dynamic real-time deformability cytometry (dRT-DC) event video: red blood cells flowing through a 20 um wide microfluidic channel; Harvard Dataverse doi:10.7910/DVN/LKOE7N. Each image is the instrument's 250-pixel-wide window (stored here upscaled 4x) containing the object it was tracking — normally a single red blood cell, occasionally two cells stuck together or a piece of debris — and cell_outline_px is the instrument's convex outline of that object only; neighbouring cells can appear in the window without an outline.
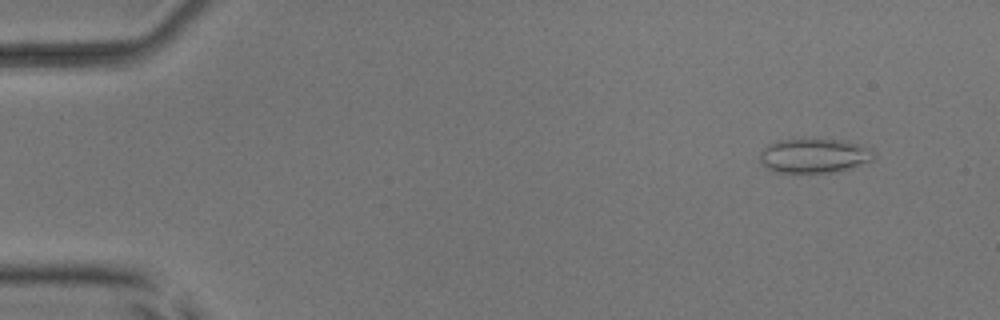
{"species": "common noctule bat (a hibernating species)", "species_latin": "Nyctalus noctula", "temperature_condition": "room temperature", "stored_images_in_passage": 53, "camera_frame_rate_fps": 3000, "um_per_image_px": 0.085, "animal": {"sex": "male", "body_mass_g": 17.9, "forearm_length_mm": 54.2}, "frame": {"image": 1, "passage_image": 4, "time_ms": 1.0, "image_size_px": [1000, 320], "cell_outline_px": [[876, 156], [872, 160], [832, 172], [776, 172], [768, 168], [760, 160], [760, 152], [768, 144], [776, 140], [844, 140], [872, 148]], "centroid_in_image_um": [69.2, 13.22], "position_along_channel_um": 15.8, "area_um2": 22.37}}
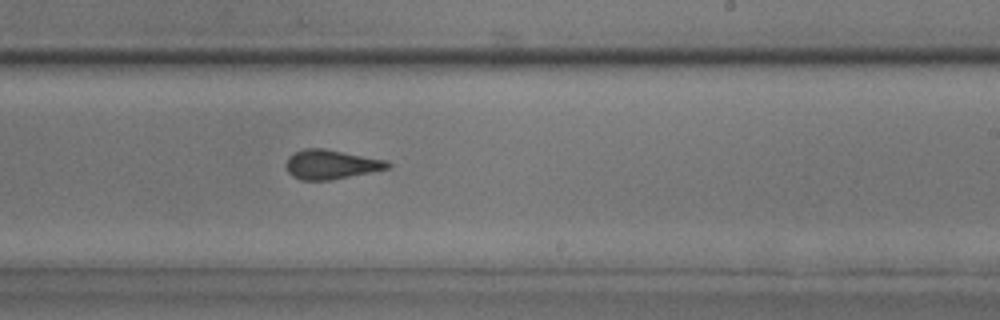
{"frame": {"image": 2, "passage_image": 32, "time_ms": 10.333, "image_size_px": [1000, 320], "cell_outline_px": [[392, 164], [388, 168], [372, 172], [332, 180], [300, 180], [292, 176], [288, 172], [284, 164], [288, 156], [292, 152], [304, 148], [324, 148], [388, 160]], "centroid_in_image_um": [28.11, 13.97], "position_along_channel_um": 260.9, "area_um2": 17.74}}
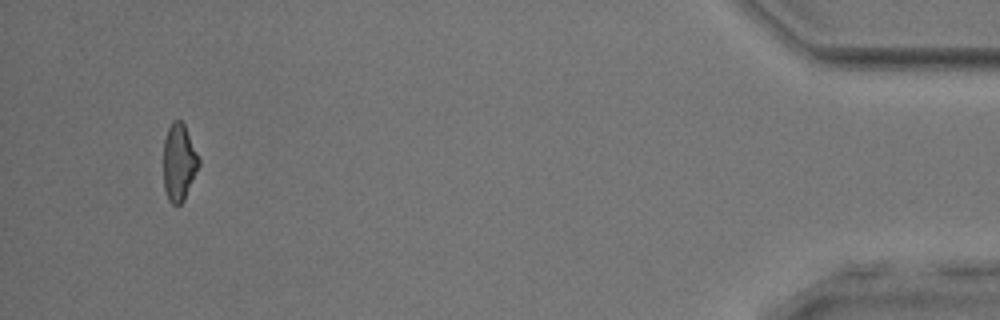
{"frame": {"image": 3, "passage_image": 50, "time_ms": 16.333, "image_size_px": [1000, 320], "cell_outline_px": [[200, 164], [184, 200], [180, 204], [172, 204], [168, 200], [164, 188], [164, 140], [168, 128], [172, 120], [180, 120], [184, 124], [200, 160]], "centroid_in_image_um": [15.21, 13.8], "position_along_channel_um": 420.0, "area_um2": 15.78}, "authors_computed_cell_mechanics": {"area_um2": 17.6868, "velocity_mm_per_s": 3.8746, "shape_relaxation_time_tau1_ms": 5.5404, "shape_relaxation_time_tau2_ms": 1.3239, "deformation_change_tau1": 0.1391, "deformation_change_tau2": 0.1019}}